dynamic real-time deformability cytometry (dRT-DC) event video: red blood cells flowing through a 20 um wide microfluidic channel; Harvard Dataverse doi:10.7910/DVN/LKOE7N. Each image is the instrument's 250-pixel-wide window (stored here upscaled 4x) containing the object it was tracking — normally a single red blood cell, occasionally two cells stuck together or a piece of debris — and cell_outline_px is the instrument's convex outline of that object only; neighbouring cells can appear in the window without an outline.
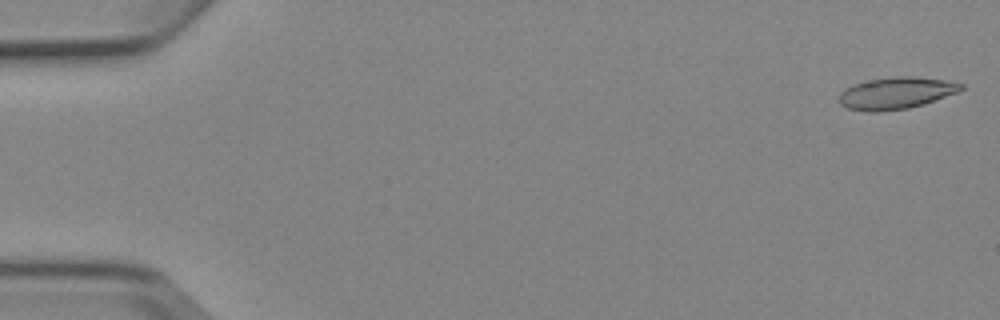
{"species": "Egyptian fruit bat (a non-hibernating species)", "species_latin": "Rousettus aegyptiacus", "temperature_condition": "cold", "stored_images_in_passage": 6, "camera_frame_rate_fps": 3000, "um_per_image_px": 0.085, "animal": {"sex": "female"}, "frame": {"image": 1, "passage_image": 1, "time_ms": 0.0, "image_size_px": [1000, 320], "cell_outline_px": [[964, 88], [960, 92], [924, 104], [908, 108], [880, 112], [868, 112], [848, 108], [840, 104], [840, 92], [844, 88], [852, 84], [868, 80], [896, 76], [916, 76], [944, 80], [964, 84]], "centroid_in_image_um": [76.18, 7.91], "position_along_channel_um": 8.8, "area_um2": 22.89}}